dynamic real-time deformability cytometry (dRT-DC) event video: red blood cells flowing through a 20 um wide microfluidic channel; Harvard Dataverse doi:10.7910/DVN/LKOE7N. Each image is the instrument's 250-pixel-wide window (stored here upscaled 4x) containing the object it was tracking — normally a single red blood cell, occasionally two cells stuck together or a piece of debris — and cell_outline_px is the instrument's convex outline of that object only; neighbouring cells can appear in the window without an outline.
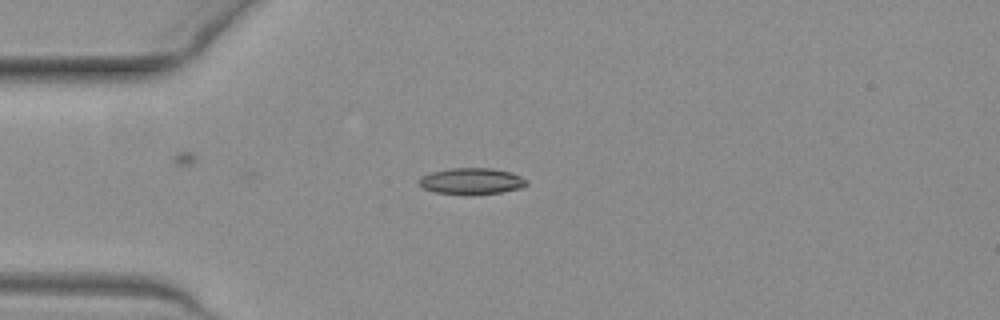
{"species": "common noctule bat (a hibernating species)", "species_latin": "Nyctalus noctula", "temperature_condition": "warm", "stored_images_in_passage": 34, "camera_frame_rate_fps": 3000, "um_per_image_px": 0.085, "animal": {"sex": "female", "body_mass_g": 19.3, "forearm_length_mm": 54.1}, "frame": {"image": 1, "passage_image": 1, "time_ms": 0.0, "image_size_px": [1000, 320], "cell_outline_px": [[528, 184], [520, 188], [500, 192], [468, 196], [436, 192], [424, 188], [420, 184], [420, 176], [432, 172], [448, 168], [492, 168], [512, 172], [528, 180]], "centroid_in_image_um": [40.1, 15.4], "position_along_channel_um": 44.9, "area_um2": 16.7}}
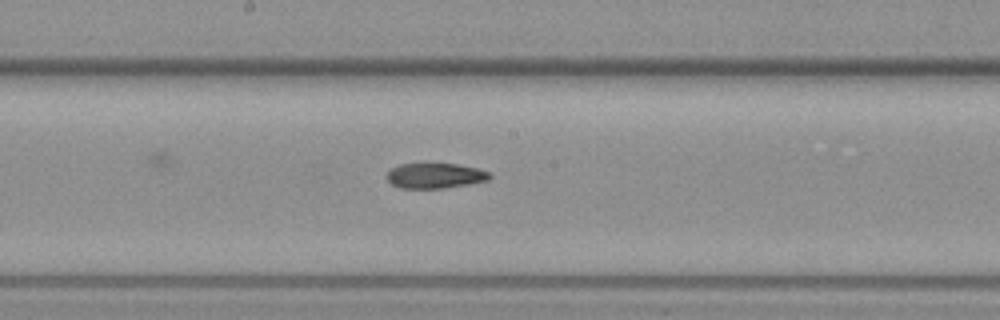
{"frame": {"image": 2, "passage_image": 15, "time_ms": 4.667, "image_size_px": [1000, 320], "cell_outline_px": [[492, 176], [488, 180], [468, 184], [444, 188], [400, 188], [392, 184], [388, 180], [388, 172], [392, 168], [400, 164], [456, 164], [476, 168], [488, 172]], "centroid_in_image_um": [36.98, 14.94], "position_along_channel_um": 211.2, "area_um2": 14.85}}
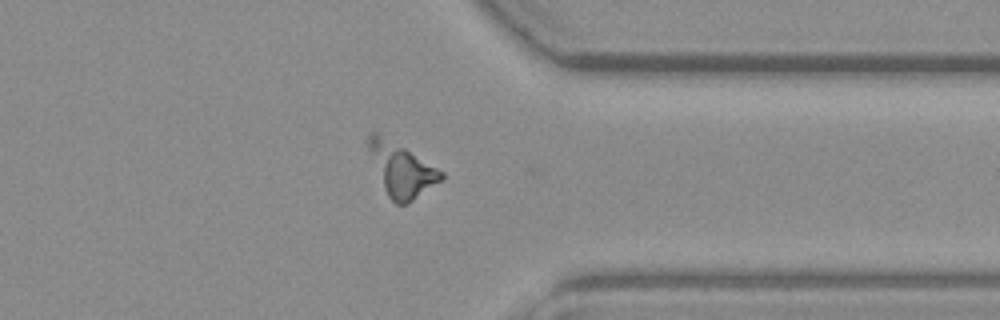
{"frame": {"image": 3, "passage_image": 28, "time_ms": 9.0, "image_size_px": [1000, 320], "cell_outline_px": [[444, 180], [412, 200], [404, 204], [396, 204], [388, 196], [384, 188], [368, 148], [368, 136], [372, 132], [376, 132], [404, 148], [444, 172]], "centroid_in_image_um": [34.15, 14.45], "position_along_channel_um": 377.2, "area_um2": 21.68}}